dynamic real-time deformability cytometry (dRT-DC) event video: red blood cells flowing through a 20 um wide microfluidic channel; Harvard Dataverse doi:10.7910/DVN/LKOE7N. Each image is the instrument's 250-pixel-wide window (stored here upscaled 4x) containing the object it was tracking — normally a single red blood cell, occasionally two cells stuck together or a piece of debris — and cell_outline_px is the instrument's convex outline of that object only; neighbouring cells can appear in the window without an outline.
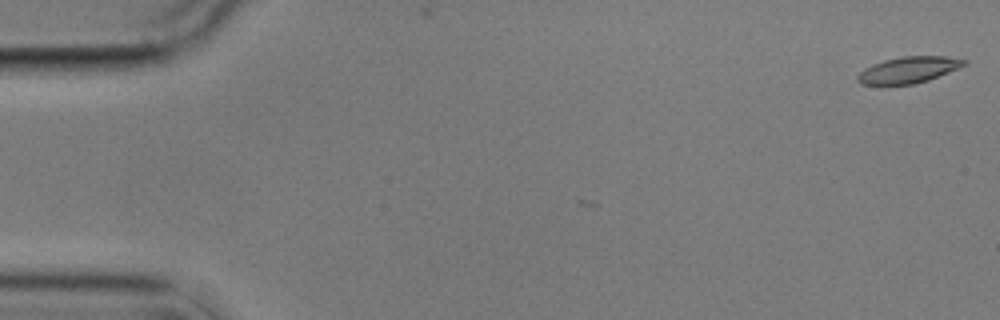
{"species": "common noctule bat (a hibernating species)", "species_latin": "Nyctalus noctula", "temperature_condition": "cold", "stored_images_in_passage": 3, "camera_frame_rate_fps": 3000, "um_per_image_px": 0.085, "animal": {"sex": "male", "body_mass_g": 17.9}, "frame": {"image": 1, "passage_image": 1, "time_ms": 0.0, "image_size_px": [1000, 320], "cell_outline_px": [[968, 64], [928, 80], [912, 84], [860, 84], [856, 80], [856, 76], [864, 68], [872, 64], [884, 60], [904, 56], [948, 56], [968, 60]], "centroid_in_image_um": [77.23, 5.93], "position_along_channel_um": 7.8, "area_um2": 16.3}}